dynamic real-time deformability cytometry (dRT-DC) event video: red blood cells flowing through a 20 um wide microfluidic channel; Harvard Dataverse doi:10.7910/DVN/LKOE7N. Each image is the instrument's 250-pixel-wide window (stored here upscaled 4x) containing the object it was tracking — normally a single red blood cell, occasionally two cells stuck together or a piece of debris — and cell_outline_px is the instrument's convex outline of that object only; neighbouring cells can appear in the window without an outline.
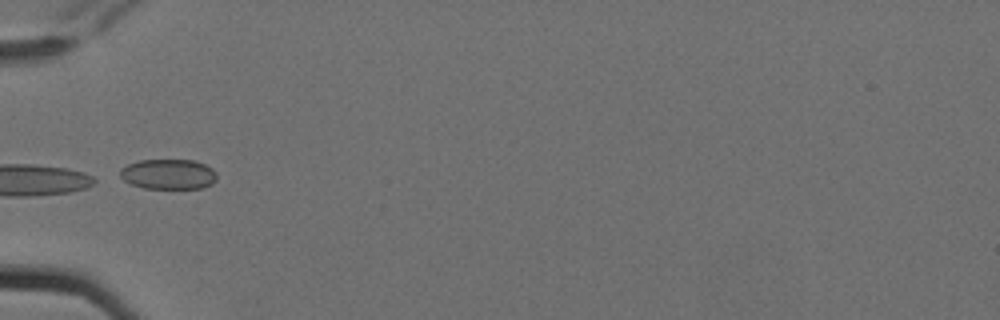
{"species": "Egyptian fruit bat (a non-hibernating species)", "species_latin": "Rousettus aegyptiacus", "temperature_condition": "cold", "stored_images_in_passage": 5, "camera_frame_rate_fps": 3000, "um_per_image_px": 0.085, "animal": {"sex": "female"}, "frame": {"image": 1, "passage_image": 3, "time_ms": 0.667, "image_size_px": [1000, 320], "cell_outline_px": [[216, 180], [212, 184], [204, 188], [144, 188], [132, 184], [124, 180], [120, 176], [120, 168], [128, 164], [140, 160], [192, 160], [204, 164], [212, 168], [216, 172]], "centroid_in_image_um": [14.32, 14.8], "position_along_channel_um": 70.7, "area_um2": 16.99}}
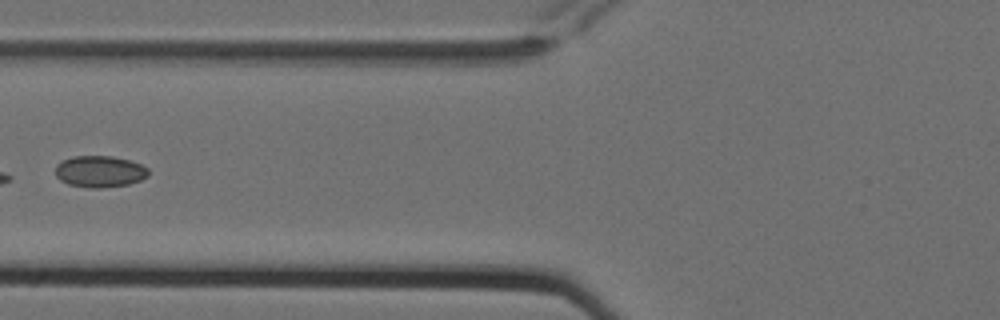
{"frame": {"image": 2, "passage_image": 4, "time_ms": 1.0, "image_size_px": [1000, 320], "cell_outline_px": [[148, 176], [140, 180], [128, 184], [100, 188], [88, 188], [68, 184], [60, 180], [56, 176], [56, 164], [72, 156], [112, 156], [128, 160], [140, 164], [148, 168]], "centroid_in_image_um": [8.46, 14.58], "position_along_channel_um": 117.3, "area_um2": 17.05}}
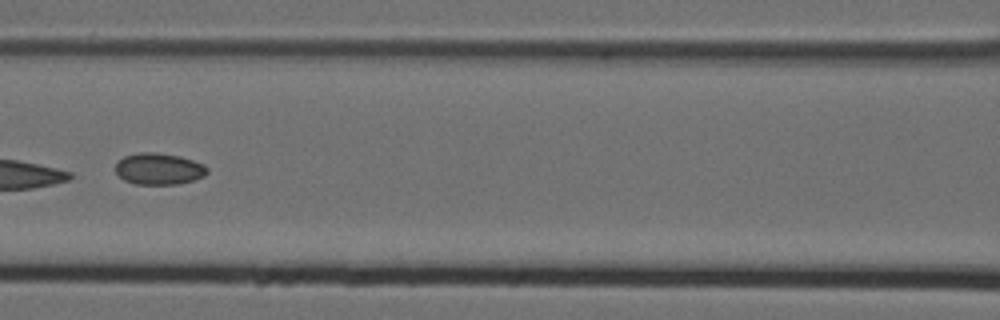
{"frame": {"image": 3, "passage_image": 5, "time_ms": 1.333, "image_size_px": [1000, 320], "cell_outline_px": [[208, 172], [204, 176], [192, 180], [176, 184], [136, 184], [124, 180], [116, 172], [116, 164], [124, 156], [140, 152], [156, 152], [180, 156], [204, 164], [208, 168]], "centroid_in_image_um": [13.51, 14.34], "position_along_channel_um": 153.1, "area_um2": 16.76}}